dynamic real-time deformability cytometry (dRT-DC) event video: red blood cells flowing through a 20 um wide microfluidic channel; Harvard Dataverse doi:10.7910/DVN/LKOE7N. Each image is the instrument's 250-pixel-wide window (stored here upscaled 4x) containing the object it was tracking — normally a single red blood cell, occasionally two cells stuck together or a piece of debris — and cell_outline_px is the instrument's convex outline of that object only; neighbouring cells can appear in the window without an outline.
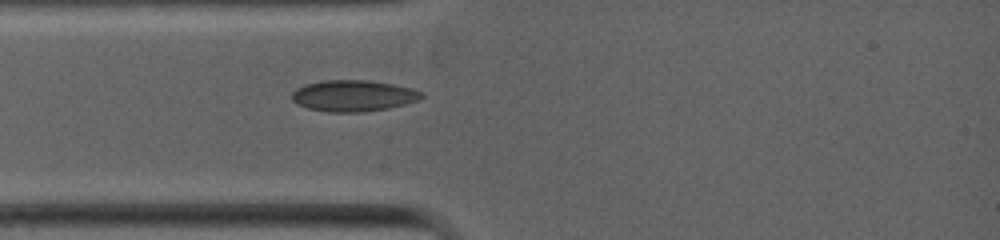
{"species": "common noctule bat (a hibernating species)", "species_latin": "Nyctalus noctula", "temperature_condition": "warm", "stored_images_in_passage": 1, "camera_frame_rate_fps": 5000, "um_per_image_px": 0.085, "animal": {"sex": "female", "body_mass_g": 19.0, "forearm_length_mm": 53.3}, "frame": {"image": 1, "passage_image": 1, "time_ms": 0.0, "image_size_px": [1000, 240], "cell_outline_px": [[424, 96], [420, 100], [388, 108], [364, 112], [328, 112], [308, 108], [296, 104], [292, 100], [292, 92], [296, 88], [304, 84], [328, 76], [360, 76], [412, 88], [420, 92]], "centroid_in_image_um": [29.98, 8.04], "position_along_channel_um": 55.0, "area_um2": 25.37}}